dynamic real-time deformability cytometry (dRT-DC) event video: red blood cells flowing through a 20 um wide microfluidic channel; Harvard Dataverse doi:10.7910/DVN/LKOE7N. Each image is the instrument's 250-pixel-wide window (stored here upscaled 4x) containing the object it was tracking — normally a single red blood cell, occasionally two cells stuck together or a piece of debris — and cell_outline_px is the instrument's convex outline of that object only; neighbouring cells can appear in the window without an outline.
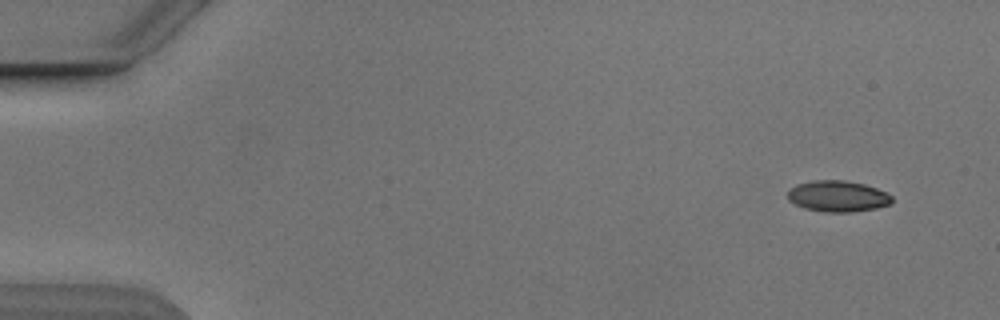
{"species": "Egyptian fruit bat (a non-hibernating species)", "species_latin": "Rousettus aegyptiacus", "temperature_condition": "cold", "stored_images_in_passage": 2, "camera_frame_rate_fps": 3000, "um_per_image_px": 0.085, "animal": {"sex": "male"}, "frame": {"image": 1, "passage_image": 2, "time_ms": 1.333, "image_size_px": [1000, 320], "cell_outline_px": [[892, 200], [888, 204], [876, 208], [852, 212], [828, 212], [804, 208], [788, 200], [788, 188], [796, 184], [812, 180], [844, 180], [864, 184], [876, 188], [892, 196]], "centroid_in_image_um": [71.16, 16.67], "position_along_channel_um": 13.8, "area_um2": 18.84}}